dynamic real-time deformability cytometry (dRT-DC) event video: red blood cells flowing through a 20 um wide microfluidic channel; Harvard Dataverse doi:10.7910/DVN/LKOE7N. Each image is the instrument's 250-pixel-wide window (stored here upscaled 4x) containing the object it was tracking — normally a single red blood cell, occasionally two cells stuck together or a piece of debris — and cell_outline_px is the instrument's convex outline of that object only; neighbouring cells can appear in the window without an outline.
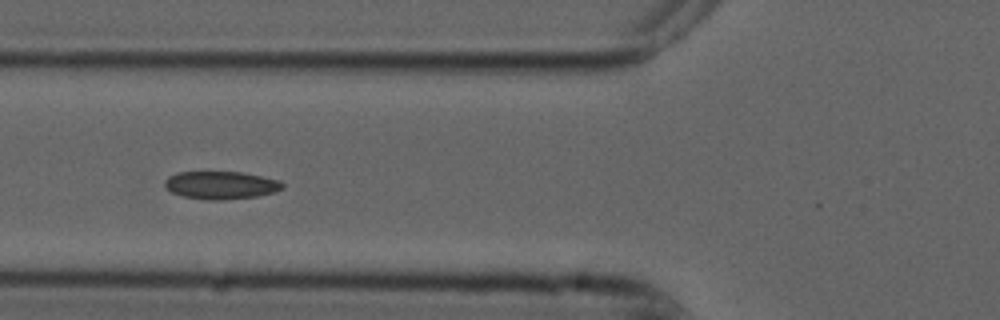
{"species": "common noctule bat (a hibernating species)", "species_latin": "Nyctalus noctula", "temperature_condition": "cold", "stored_images_in_passage": 18, "camera_frame_rate_fps": 3000, "um_per_image_px": 0.085, "animal": {"sex": "male", "forearm_length_mm": 52.5}, "frame": {"image": 1, "passage_image": 6, "time_ms": 1.667, "image_size_px": [1000, 320], "cell_outline_px": [[284, 188], [272, 192], [256, 196], [220, 200], [204, 200], [184, 196], [172, 192], [164, 184], [164, 180], [168, 176], [176, 172], [244, 172], [280, 180], [284, 184]], "centroid_in_image_um": [18.78, 15.73], "position_along_channel_um": 107.0, "area_um2": 19.07}}
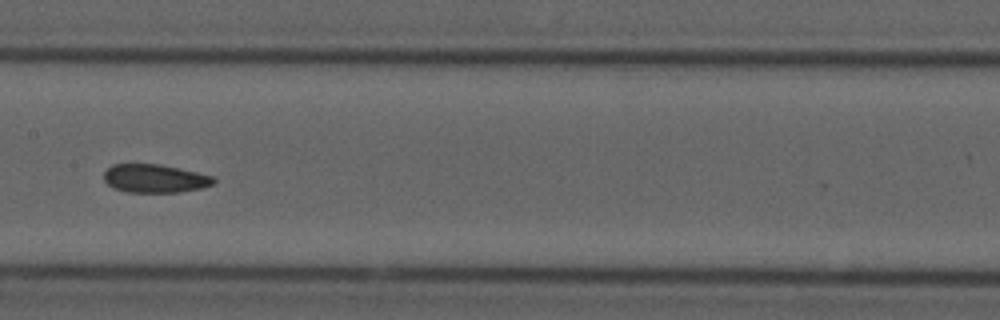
{"frame": {"image": 2, "passage_image": 13, "time_ms": 4.0, "image_size_px": [1000, 320], "cell_outline_px": [[216, 184], [200, 188], [180, 192], [128, 192], [112, 188], [104, 180], [104, 172], [112, 164], [160, 164], [196, 172], [212, 176], [216, 180]], "centroid_in_image_um": [13.15, 15.17], "position_along_channel_um": 194.2, "area_um2": 18.15}}
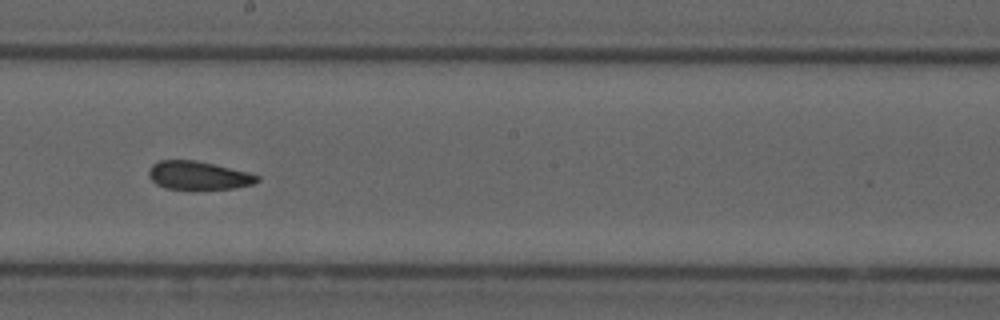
{"frame": {"image": 3, "passage_image": 16, "time_ms": 5.0, "image_size_px": [1000, 320], "cell_outline_px": [[260, 180], [252, 184], [232, 188], [196, 192], [192, 192], [164, 188], [156, 184], [148, 176], [148, 172], [152, 164], [160, 160], [196, 160], [216, 164], [248, 172], [260, 176]], "centroid_in_image_um": [16.85, 14.95], "position_along_channel_um": 231.4, "area_um2": 18.79}}